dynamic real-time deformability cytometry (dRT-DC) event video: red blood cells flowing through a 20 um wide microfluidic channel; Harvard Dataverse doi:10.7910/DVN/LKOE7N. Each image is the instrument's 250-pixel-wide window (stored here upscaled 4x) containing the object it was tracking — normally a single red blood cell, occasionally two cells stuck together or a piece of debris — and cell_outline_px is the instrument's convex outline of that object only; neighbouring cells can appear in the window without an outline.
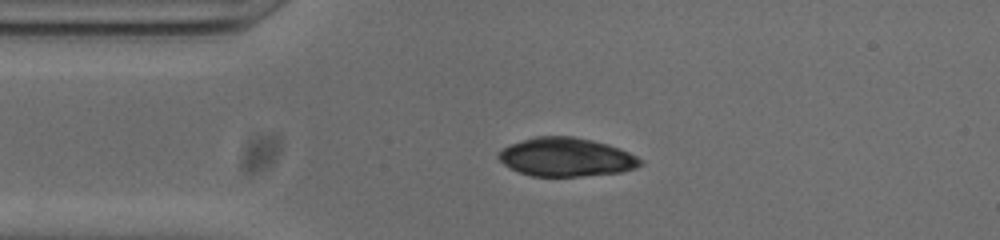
{"species": "common noctule bat (a hibernating species)", "species_latin": "Nyctalus noctula", "temperature_condition": "cold", "stored_images_in_passage": 42, "camera_frame_rate_fps": 3000, "um_per_image_px": 0.085, "animal": {"sex": "male", "body_mass_g": 20.0, "forearm_length_mm": 53.3}, "frame": {"image": 1, "passage_image": 1, "time_ms": 0.0, "image_size_px": [1000, 240], "cell_outline_px": [[644, 164], [636, 168], [620, 172], [580, 176], [532, 176], [520, 172], [504, 164], [496, 156], [504, 148], [512, 144], [536, 136], [572, 136], [592, 140], [608, 144], [628, 152], [644, 160]], "centroid_in_image_um": [48.17, 13.36], "position_along_channel_um": 36.8, "area_um2": 31.67}}